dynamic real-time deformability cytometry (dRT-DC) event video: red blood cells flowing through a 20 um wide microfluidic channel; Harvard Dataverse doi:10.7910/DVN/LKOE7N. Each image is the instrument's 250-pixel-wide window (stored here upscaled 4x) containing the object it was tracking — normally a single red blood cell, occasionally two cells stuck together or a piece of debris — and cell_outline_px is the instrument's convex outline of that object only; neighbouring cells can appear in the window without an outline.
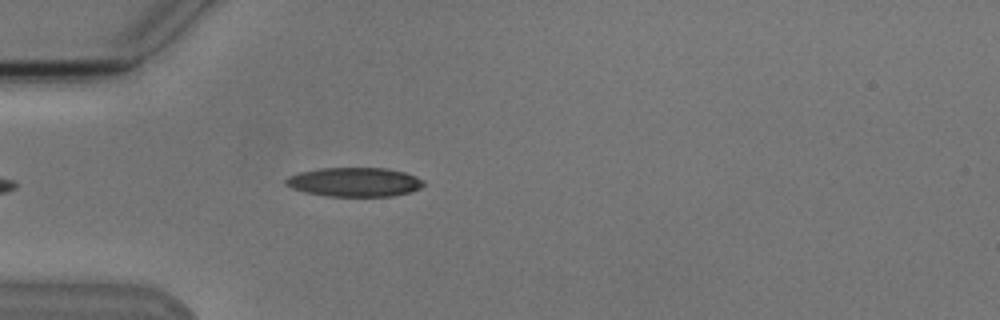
{"species": "Egyptian fruit bat (a non-hibernating species)", "species_latin": "Rousettus aegyptiacus", "temperature_condition": "cold", "stored_images_in_passage": 1, "camera_frame_rate_fps": 3000, "um_per_image_px": 0.085, "animal": {"sex": "male"}, "frame": {"image": 1, "passage_image": 1, "time_ms": 0.0, "image_size_px": [1000, 320], "cell_outline_px": [[424, 184], [420, 188], [408, 192], [392, 196], [328, 196], [304, 192], [292, 188], [284, 184], [284, 180], [288, 176], [300, 172], [320, 168], [388, 168], [404, 172], [416, 176], [424, 180]], "centroid_in_image_um": [30.11, 15.47], "position_along_channel_um": 54.9, "area_um2": 23.41}}